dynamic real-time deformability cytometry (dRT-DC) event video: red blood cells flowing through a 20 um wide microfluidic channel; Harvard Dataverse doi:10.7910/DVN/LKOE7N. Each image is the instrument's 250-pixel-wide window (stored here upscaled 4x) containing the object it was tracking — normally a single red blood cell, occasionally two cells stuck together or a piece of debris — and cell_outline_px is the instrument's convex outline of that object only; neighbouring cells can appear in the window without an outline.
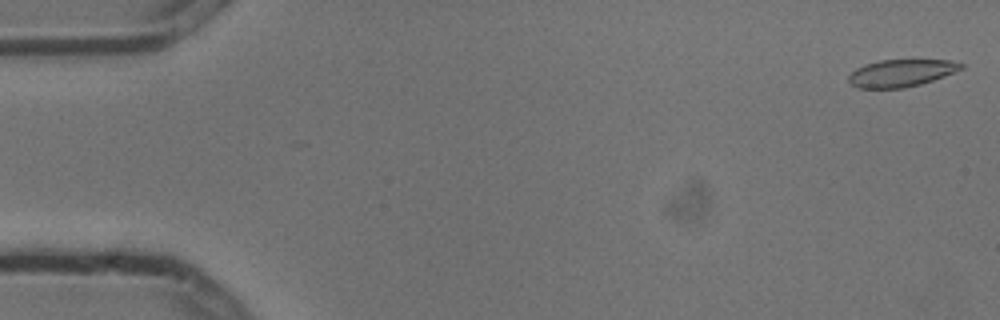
{"species": "common noctule bat (a hibernating species)", "species_latin": "Nyctalus noctula", "temperature_condition": "cold", "stored_images_in_passage": 5, "camera_frame_rate_fps": 3000, "um_per_image_px": 0.085, "animal": {"sex": "male", "body_mass_g": 13.3}, "frame": {"image": 1, "passage_image": 1, "time_ms": 0.0, "image_size_px": [1000, 320], "cell_outline_px": [[964, 68], [944, 76], [920, 84], [904, 88], [856, 88], [848, 80], [848, 76], [856, 68], [864, 64], [880, 60], [948, 60], [964, 64]], "centroid_in_image_um": [76.58, 6.21], "position_along_channel_um": 8.4, "area_um2": 17.8}}
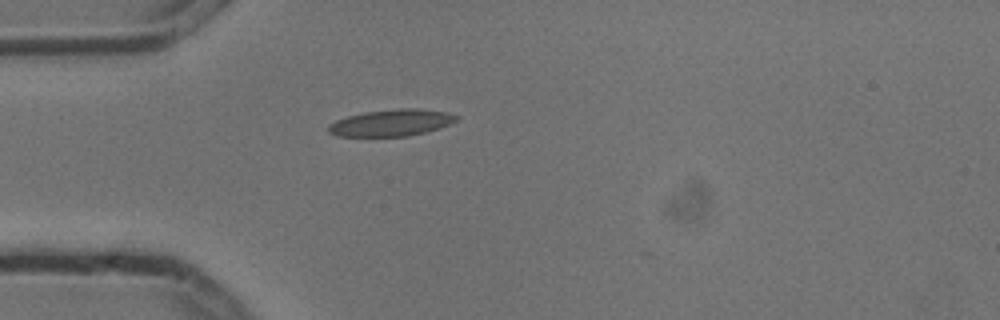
{"frame": {"image": 2, "passage_image": 5, "time_ms": 1.333, "image_size_px": [1000, 320], "cell_outline_px": [[460, 116], [456, 120], [440, 128], [408, 136], [336, 136], [328, 132], [328, 124], [336, 120], [348, 116], [364, 112], [400, 108], [416, 108], [448, 112]], "centroid_in_image_um": [33.26, 10.43], "position_along_channel_um": 51.7, "area_um2": 19.88}}